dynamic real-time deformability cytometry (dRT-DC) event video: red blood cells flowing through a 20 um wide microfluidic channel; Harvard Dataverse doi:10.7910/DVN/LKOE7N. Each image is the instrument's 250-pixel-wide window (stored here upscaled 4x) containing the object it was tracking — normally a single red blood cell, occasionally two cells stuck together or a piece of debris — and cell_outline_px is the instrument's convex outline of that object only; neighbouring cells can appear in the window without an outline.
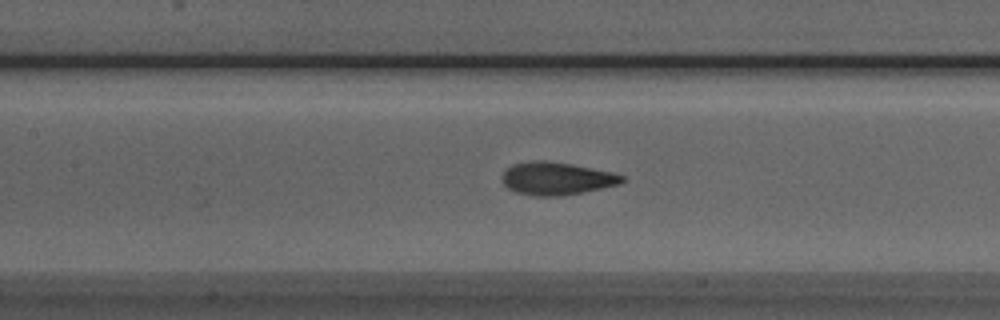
{"species": "Egyptian fruit bat (a non-hibernating species)", "species_latin": "Rousettus aegyptiacus", "temperature_condition": "room temperature", "stored_images_in_passage": 41, "camera_frame_rate_fps": 3000, "um_per_image_px": 0.085, "animal": {"sex": "male"}, "frame": {"image": 1, "passage_image": 23, "time_ms": 7.333, "image_size_px": [1000, 320], "cell_outline_px": [[624, 180], [620, 184], [584, 192], [560, 196], [536, 196], [516, 192], [508, 188], [504, 184], [500, 176], [512, 164], [536, 160], [544, 160], [572, 164], [612, 172], [624, 176]], "centroid_in_image_um": [47.3, 15.17], "position_along_channel_um": 160.1, "area_um2": 22.89}}
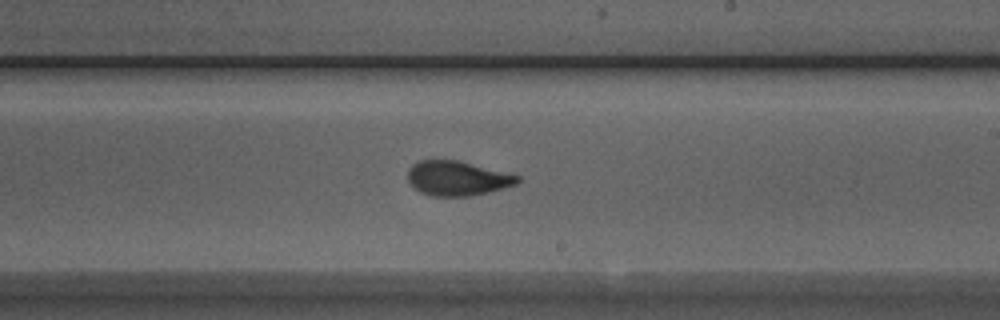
{"frame": {"image": 2, "passage_image": 30, "time_ms": 9.667, "image_size_px": [1000, 320], "cell_outline_px": [[520, 180], [516, 184], [488, 192], [468, 196], [432, 196], [420, 192], [408, 180], [408, 168], [412, 164], [420, 160], [456, 160], [520, 176]], "centroid_in_image_um": [38.84, 15.15], "position_along_channel_um": 250.2, "area_um2": 21.79}}
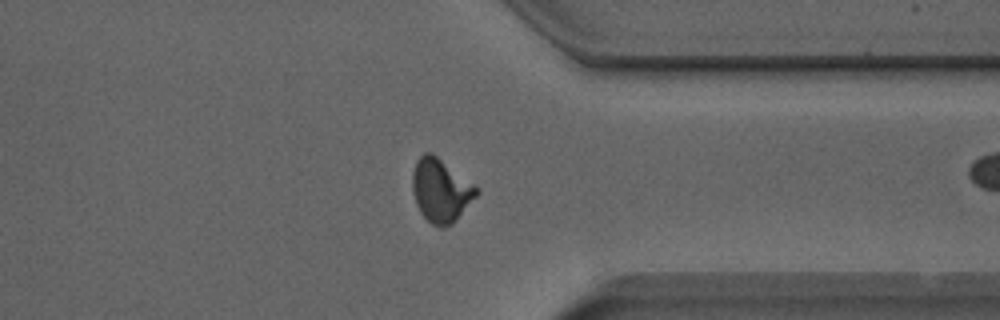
{"frame": {"image": 3, "passage_image": 40, "time_ms": 13.0, "image_size_px": [1000, 320], "cell_outline_px": [[480, 192], [452, 224], [444, 228], [440, 228], [432, 224], [420, 212], [416, 204], [412, 192], [412, 172], [416, 160], [424, 152], [432, 152], [476, 188]], "centroid_in_image_um": [37.41, 16.2], "position_along_channel_um": 374.0, "area_um2": 23.29}}